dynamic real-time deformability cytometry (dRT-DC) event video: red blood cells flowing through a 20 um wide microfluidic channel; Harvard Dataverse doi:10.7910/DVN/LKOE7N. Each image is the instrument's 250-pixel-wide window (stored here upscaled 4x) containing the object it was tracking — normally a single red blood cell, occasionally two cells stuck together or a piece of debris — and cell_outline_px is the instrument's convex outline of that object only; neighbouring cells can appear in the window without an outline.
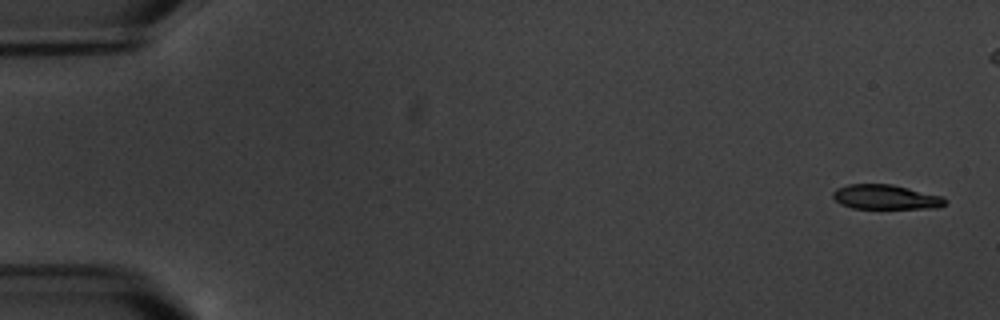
{"species": "common noctule bat (a hibernating species)", "species_latin": "Nyctalus noctula", "temperature_condition": "warm", "stored_images_in_passage": 15, "segment_of_instrument_passage": [1, 2], "camera_frame_rate_fps": 3000, "um_per_image_px": 0.085, "animal": {"sex": "male", "body_mass_g": 20.1, "forearm_length_mm": 53.5}, "frame": {"image": 1, "passage_image": 1, "time_ms": 0.0, "image_size_px": [1000, 320], "cell_outline_px": [[948, 204], [940, 208], [852, 208], [840, 204], [832, 196], [832, 192], [836, 188], [848, 184], [892, 184], [944, 196], [948, 200]], "centroid_in_image_um": [75.34, 16.75], "position_along_channel_um": 9.7, "area_um2": 16.36}}
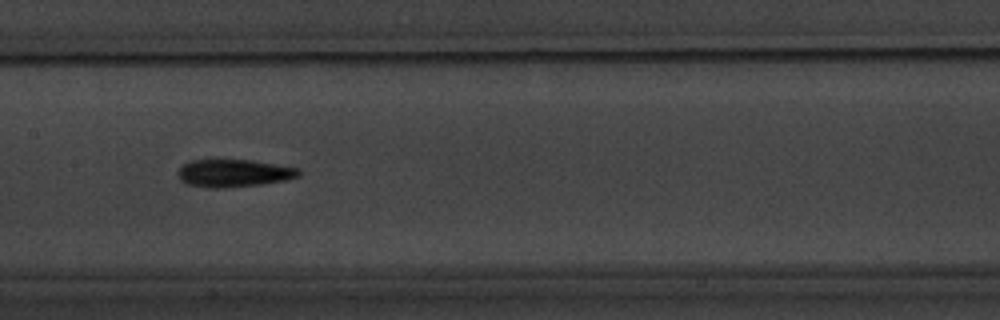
{"frame": {"image": 2, "passage_image": 9, "time_ms": 9.333, "image_size_px": [1000, 320], "cell_outline_px": [[300, 176], [284, 180], [260, 184], [224, 188], [208, 188], [188, 184], [180, 180], [176, 172], [188, 160], [252, 160], [300, 168]], "centroid_in_image_um": [19.85, 14.71], "position_along_channel_um": 187.5, "area_um2": 19.48}}
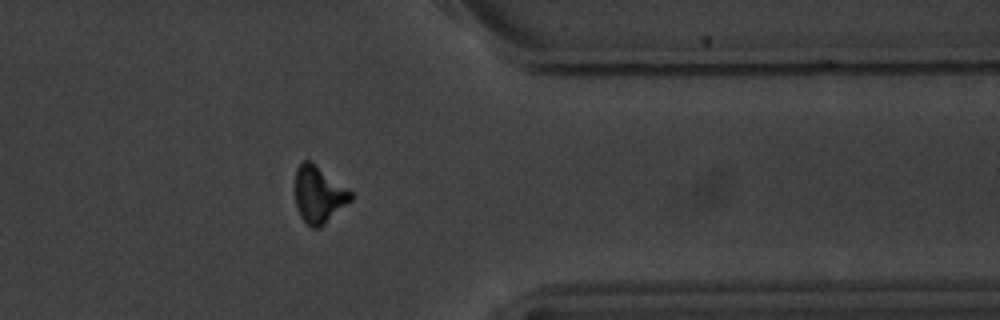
{"frame": {"image": 3, "passage_image": 14, "time_ms": 15.333, "image_size_px": [1000, 320], "cell_outline_px": [[352, 200], [320, 228], [312, 228], [300, 216], [296, 208], [296, 168], [304, 160], [308, 160], [348, 188], [352, 192]], "centroid_in_image_um": [27.1, 16.57], "position_along_channel_um": 384.3, "area_um2": 18.15}}